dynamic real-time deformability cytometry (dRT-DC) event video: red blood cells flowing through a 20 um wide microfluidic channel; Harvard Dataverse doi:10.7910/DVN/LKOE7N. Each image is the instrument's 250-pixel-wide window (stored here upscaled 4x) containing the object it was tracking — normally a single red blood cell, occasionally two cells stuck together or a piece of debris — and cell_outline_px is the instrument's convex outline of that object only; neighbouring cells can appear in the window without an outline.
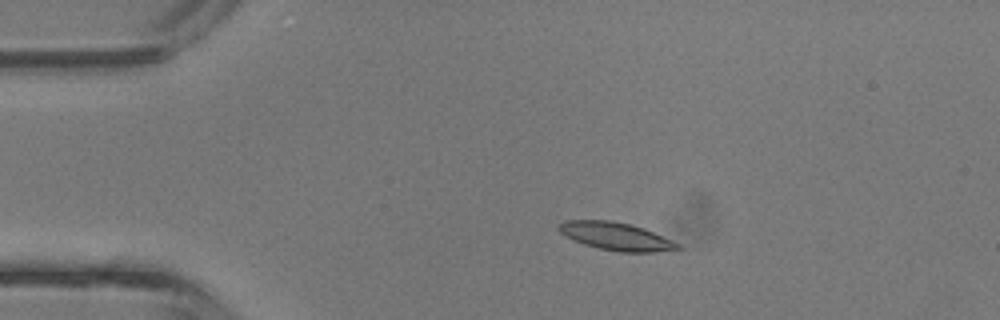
{"species": "common noctule bat (a hibernating species)", "species_latin": "Nyctalus noctula", "temperature_condition": "room temperature", "stored_images_in_passage": 3, "camera_frame_rate_fps": 3000, "um_per_image_px": 0.085, "animal": {"sex": "male", "body_mass_g": 13.3}, "frame": {"image": 1, "passage_image": 2, "time_ms": 0.333, "image_size_px": [1000, 320], "cell_outline_px": [[684, 248], [656, 252], [620, 252], [600, 248], [584, 244], [572, 240], [560, 232], [556, 228], [564, 220], [612, 220], [632, 224], [644, 228], [680, 244]], "centroid_in_image_um": [52.36, 20.08], "position_along_channel_um": 32.6, "area_um2": 19.36}}